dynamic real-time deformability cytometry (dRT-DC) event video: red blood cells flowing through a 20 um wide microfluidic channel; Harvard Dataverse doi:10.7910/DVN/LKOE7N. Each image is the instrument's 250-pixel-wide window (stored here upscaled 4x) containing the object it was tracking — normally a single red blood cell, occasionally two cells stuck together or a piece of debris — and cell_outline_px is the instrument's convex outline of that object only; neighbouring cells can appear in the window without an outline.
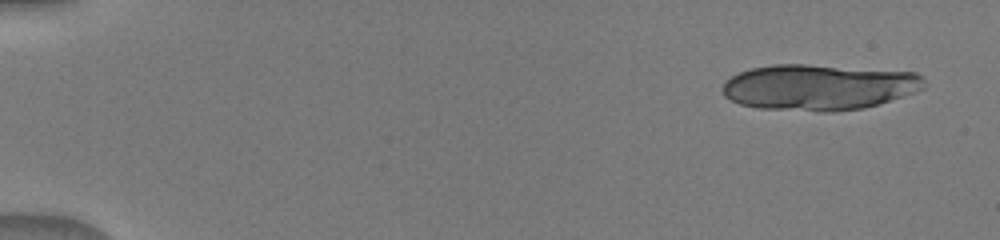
{"species": "human", "species_latin": "Homo sapiens", "temperature_condition": "warm", "stored_images_in_passage": 5, "camera_frame_rate_fps": 3000, "um_per_image_px": 0.085, "donor": {"sex": "male"}, "frame": {"image": 1, "passage_image": 1, "time_ms": 0.0, "image_size_px": [1000, 240], "cell_outline_px": [[924, 88], [864, 108], [832, 112], [820, 112], [760, 108], [740, 104], [724, 96], [724, 84], [732, 76], [740, 72], [752, 68], [772, 64], [808, 64], [916, 72], [924, 76]], "centroid_in_image_um": [69.6, 7.4], "position_along_channel_um": 15.4, "area_um2": 53.7}}